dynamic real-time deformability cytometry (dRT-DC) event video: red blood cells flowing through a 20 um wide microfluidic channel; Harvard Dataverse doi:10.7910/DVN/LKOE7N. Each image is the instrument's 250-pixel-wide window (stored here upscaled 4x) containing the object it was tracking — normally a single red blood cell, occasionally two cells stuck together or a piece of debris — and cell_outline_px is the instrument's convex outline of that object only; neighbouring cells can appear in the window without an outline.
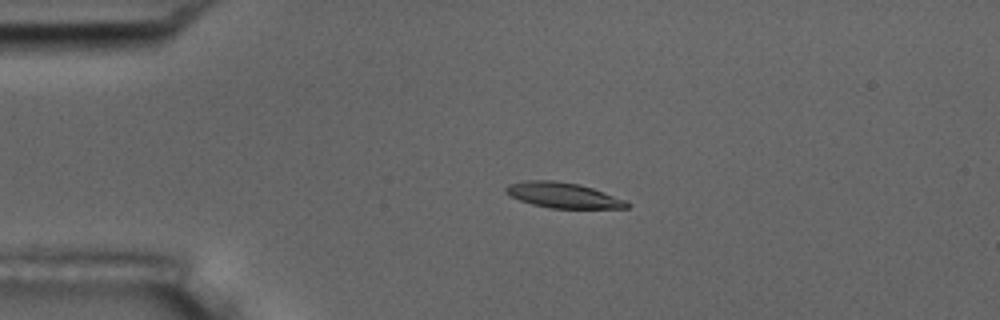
{"species": "common noctule bat (a hibernating species)", "species_latin": "Nyctalus noctula", "temperature_condition": "room temperature", "stored_images_in_passage": 3, "camera_frame_rate_fps": 3000, "um_per_image_px": 0.085, "animal": {"sex": "male", "body_mass_g": 17.5, "forearm_length_mm": 52.3}, "frame": {"image": 1, "passage_image": 2, "time_ms": 1.0, "image_size_px": [1000, 320], "cell_outline_px": [[632, 204], [628, 208], [552, 208], [532, 204], [520, 200], [504, 192], [504, 188], [508, 184], [528, 180], [556, 180], [580, 184], [628, 200]], "centroid_in_image_um": [47.9, 16.59], "position_along_channel_um": 37.1, "area_um2": 18.03}}